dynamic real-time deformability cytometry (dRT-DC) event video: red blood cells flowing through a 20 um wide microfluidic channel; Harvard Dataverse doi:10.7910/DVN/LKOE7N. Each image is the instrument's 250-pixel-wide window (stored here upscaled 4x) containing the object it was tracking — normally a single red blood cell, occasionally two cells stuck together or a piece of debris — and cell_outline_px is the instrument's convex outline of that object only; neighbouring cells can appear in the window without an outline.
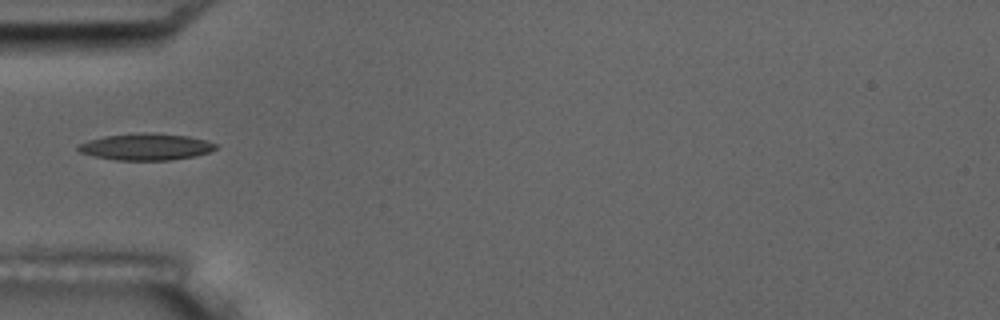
{"species": "common noctule bat (a hibernating species)", "species_latin": "Nyctalus noctula", "temperature_condition": "room temperature", "stored_images_in_passage": 5, "camera_frame_rate_fps": 3000, "um_per_image_px": 0.085, "animal": {"sex": "male", "body_mass_g": 17.5, "forearm_length_mm": 52.3}, "frame": {"image": 1, "passage_image": 5, "time_ms": 5.333, "image_size_px": [1000, 320], "cell_outline_px": [[220, 144], [216, 148], [208, 152], [196, 156], [172, 160], [116, 160], [96, 156], [80, 152], [76, 148], [76, 144], [88, 140], [104, 136], [152, 132], [188, 136], [208, 140]], "centroid_in_image_um": [12.44, 12.47], "position_along_channel_um": 72.6, "area_um2": 21.5}}